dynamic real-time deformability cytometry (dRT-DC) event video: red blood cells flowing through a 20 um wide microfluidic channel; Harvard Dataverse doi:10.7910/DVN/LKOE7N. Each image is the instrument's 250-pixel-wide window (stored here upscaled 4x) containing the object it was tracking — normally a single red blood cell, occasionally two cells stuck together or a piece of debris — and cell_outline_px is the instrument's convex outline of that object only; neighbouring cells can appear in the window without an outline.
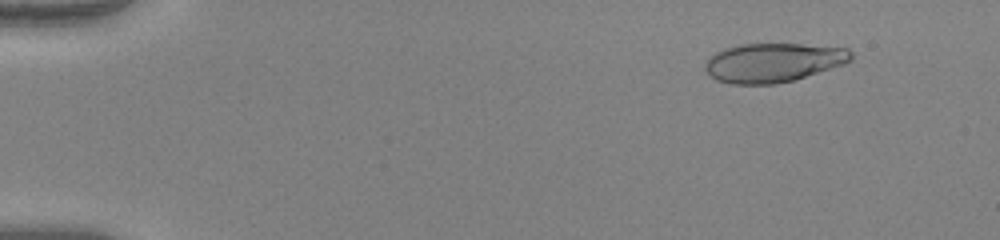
{"species": "human", "species_latin": "Homo sapiens", "temperature_condition": "warm", "stored_images_in_passage": 51, "camera_frame_rate_fps": 3000, "um_per_image_px": 0.085, "donor": {"sex": "female"}, "frame": {"image": 1, "passage_image": 6, "time_ms": 1.667, "image_size_px": [1000, 240], "cell_outline_px": [[852, 60], [844, 64], [792, 80], [776, 84], [732, 84], [716, 80], [704, 68], [704, 64], [708, 56], [724, 48], [740, 44], [800, 44], [848, 48], [852, 52]], "centroid_in_image_um": [65.69, 5.31], "position_along_channel_um": 19.3, "area_um2": 33.18}}
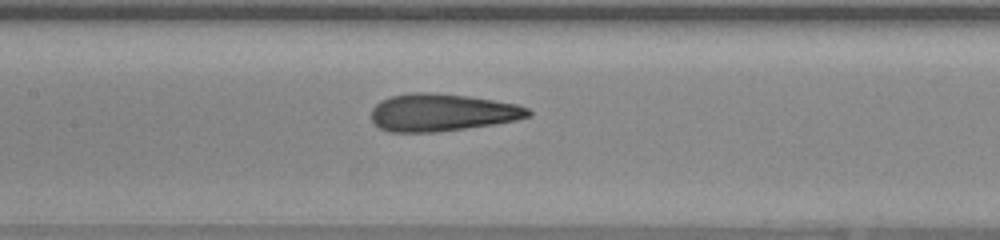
{"frame": {"image": 2, "passage_image": 26, "time_ms": 8.333, "image_size_px": [1000, 240], "cell_outline_px": [[532, 116], [516, 120], [492, 124], [440, 132], [388, 132], [380, 128], [372, 120], [372, 108], [380, 100], [392, 96], [412, 92], [432, 92], [468, 96], [516, 104], [528, 108], [532, 112]], "centroid_in_image_um": [37.56, 9.56], "position_along_channel_um": 169.8, "area_um2": 34.28}}
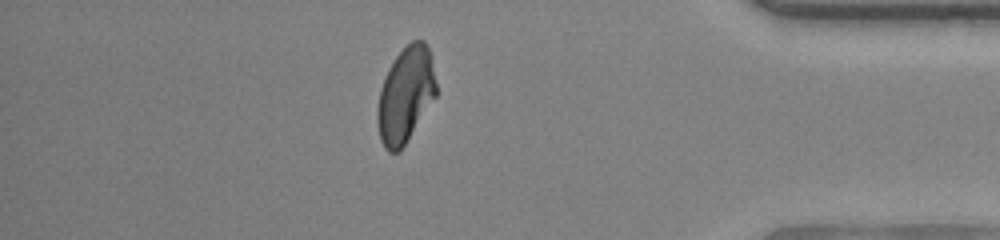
{"frame": {"image": 3, "passage_image": 45, "time_ms": 14.667, "image_size_px": [1000, 240], "cell_outline_px": [[436, 96], [400, 152], [388, 152], [384, 148], [380, 140], [376, 120], [376, 112], [380, 88], [384, 76], [388, 68], [396, 56], [412, 40], [424, 40], [428, 48], [436, 84]], "centroid_in_image_um": [34.43, 8.11], "position_along_channel_um": 400.8, "area_um2": 32.66}, "authors_computed_cell_mechanics": {"area_um2": 33.8708, "velocity_mm_per_s": 4.1117, "shape_relaxation_time_tau1_ms": null, "shape_relaxation_time_tau2_ms": 0.8507, "deformation_change_tau1": null, "deformation_change_tau2": 0.0676}}